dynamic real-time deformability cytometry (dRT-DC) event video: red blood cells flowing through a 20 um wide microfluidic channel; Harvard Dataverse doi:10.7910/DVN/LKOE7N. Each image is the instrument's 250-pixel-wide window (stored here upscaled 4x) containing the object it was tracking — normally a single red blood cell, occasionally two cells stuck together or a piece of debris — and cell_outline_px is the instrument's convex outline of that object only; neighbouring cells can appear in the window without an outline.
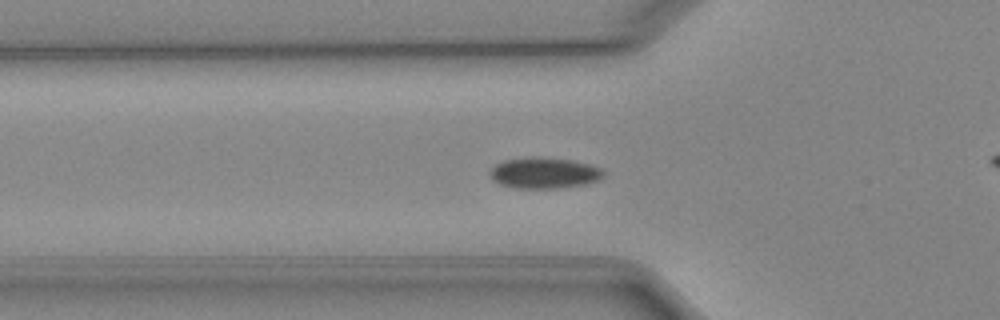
{"species": "Egyptian fruit bat (a non-hibernating species)", "species_latin": "Rousettus aegyptiacus", "temperature_condition": "cold", "stored_images_in_passage": 41, "segment_of_instrument_passage": [1, 2], "camera_frame_rate_fps": 3000, "um_per_image_px": 0.085, "animal": {"sex": "female"}, "frame": {"image": 1, "passage_image": 6, "time_ms": 1.667, "image_size_px": [1000, 320], "cell_outline_px": [[604, 176], [600, 180], [584, 184], [560, 188], [516, 188], [500, 184], [492, 180], [488, 176], [488, 172], [496, 164], [504, 160], [532, 156], [536, 156], [572, 160], [588, 164], [600, 168], [604, 172]], "centroid_in_image_um": [46.22, 14.7], "position_along_channel_um": 79.6, "area_um2": 20.69}}
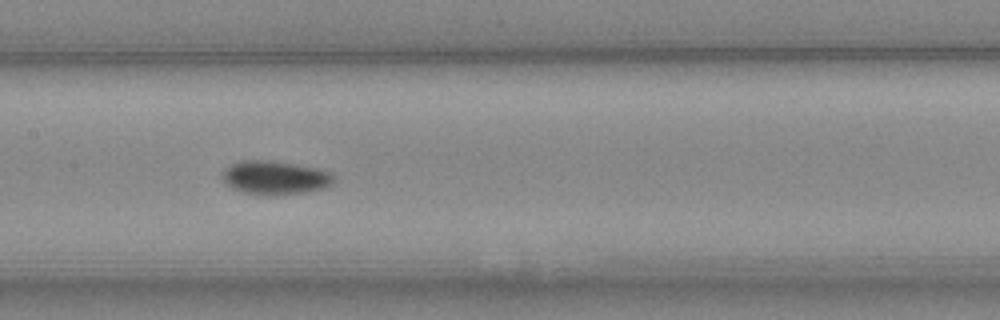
{"frame": {"image": 2, "passage_image": 14, "time_ms": 4.333, "image_size_px": [1000, 320], "cell_outline_px": [[336, 180], [332, 184], [324, 188], [304, 192], [272, 196], [240, 192], [232, 188], [220, 176], [224, 168], [240, 160], [268, 160], [316, 168], [332, 172], [336, 176]], "centroid_in_image_um": [23.38, 15.11], "position_along_channel_um": 184.0, "area_um2": 22.08}}
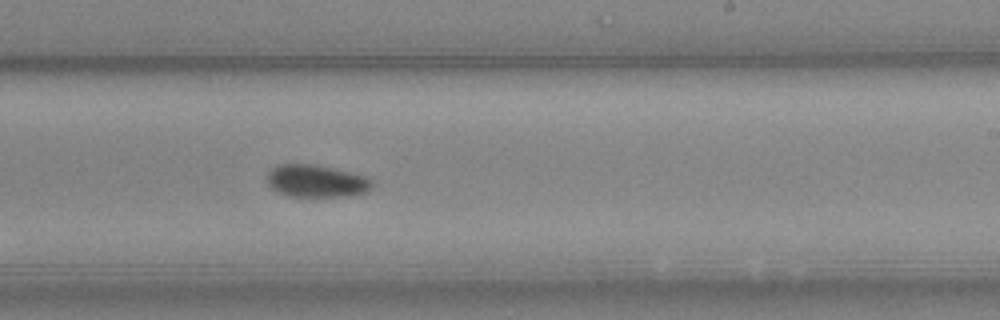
{"frame": {"image": 3, "passage_image": 20, "time_ms": 6.333, "image_size_px": [1000, 320], "cell_outline_px": [[372, 188], [364, 192], [344, 196], [288, 196], [276, 192], [268, 184], [268, 172], [272, 168], [280, 164], [316, 164], [364, 176], [372, 180]], "centroid_in_image_um": [26.85, 15.38], "position_along_channel_um": 262.2, "area_um2": 19.59}}